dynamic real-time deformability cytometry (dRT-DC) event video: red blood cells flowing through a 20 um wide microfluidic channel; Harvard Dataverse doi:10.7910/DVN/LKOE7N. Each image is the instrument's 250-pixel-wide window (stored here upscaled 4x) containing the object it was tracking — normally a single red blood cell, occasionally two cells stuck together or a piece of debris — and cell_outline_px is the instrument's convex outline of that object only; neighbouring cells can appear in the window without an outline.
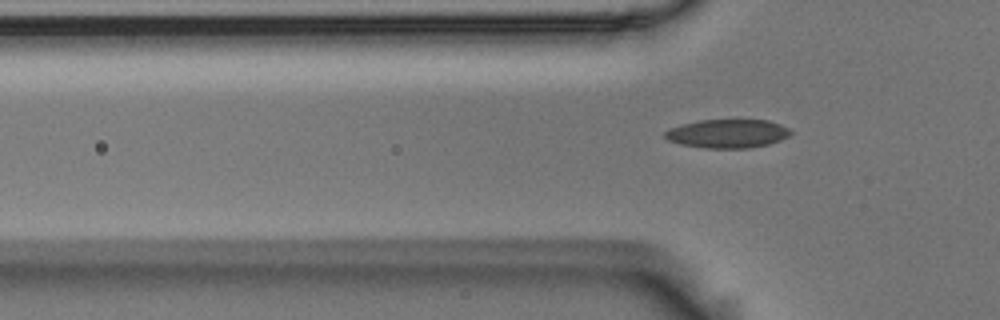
{"species": "Egyptian fruit bat (a non-hibernating species)", "species_latin": "Rousettus aegyptiacus", "temperature_condition": "room temperature", "stored_images_in_passage": 4, "segment_of_instrument_passage": [2, 2], "camera_frame_rate_fps": 3000, "um_per_image_px": 0.085, "animal": {"sex": "male"}, "frame": {"image": 1, "passage_image": 4, "time_ms": 1.0, "image_size_px": [1000, 320], "cell_outline_px": [[792, 132], [788, 136], [780, 140], [768, 144], [748, 148], [704, 148], [680, 144], [668, 140], [664, 136], [664, 132], [668, 128], [700, 120], [768, 120], [780, 124], [788, 128]], "centroid_in_image_um": [61.82, 11.36], "position_along_channel_um": 64.0, "area_um2": 20.92}}